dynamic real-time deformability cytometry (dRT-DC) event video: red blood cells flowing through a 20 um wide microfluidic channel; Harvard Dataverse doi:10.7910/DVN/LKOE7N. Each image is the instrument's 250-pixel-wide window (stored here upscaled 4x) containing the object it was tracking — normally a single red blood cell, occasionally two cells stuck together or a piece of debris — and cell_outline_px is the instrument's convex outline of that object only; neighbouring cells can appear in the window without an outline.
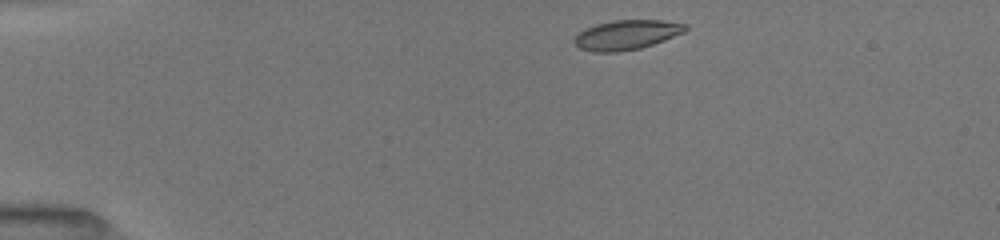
{"species": "common noctule bat (a hibernating species)", "species_latin": "Nyctalus noctula", "temperature_condition": "room temperature", "stored_images_in_passage": 42, "camera_frame_rate_fps": 3000, "um_per_image_px": 0.085, "animal": {"sex": "female", "body_mass_g": 19.5, "forearm_length_mm": 54.1}, "frame": {"image": 1, "passage_image": 1, "time_ms": 0.0, "image_size_px": [1000, 240], "cell_outline_px": [[688, 28], [684, 32], [664, 40], [640, 48], [616, 52], [596, 52], [580, 48], [572, 40], [580, 32], [596, 24], [612, 20], [660, 20], [688, 24]], "centroid_in_image_um": [53.28, 2.95], "position_along_channel_um": 31.7, "area_um2": 18.96}}
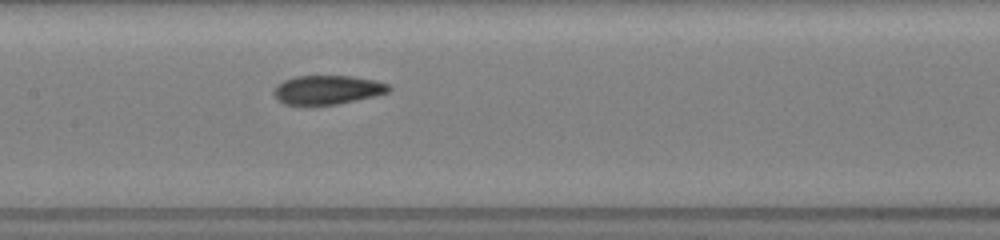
{"frame": {"image": 2, "passage_image": 17, "time_ms": 5.333, "image_size_px": [1000, 240], "cell_outline_px": [[392, 88], [388, 92], [376, 96], [336, 104], [284, 104], [272, 92], [276, 84], [284, 80], [296, 76], [352, 76], [376, 80], [388, 84]], "centroid_in_image_um": [27.85, 7.62], "position_along_channel_um": 179.5, "area_um2": 19.31}}
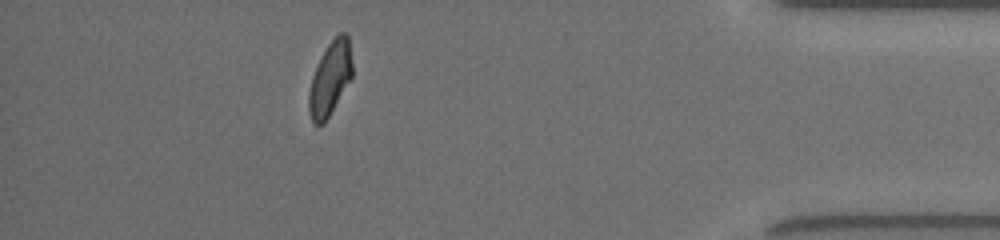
{"frame": {"image": 3, "passage_image": 37, "time_ms": 12.0, "image_size_px": [1000, 240], "cell_outline_px": [[352, 76], [324, 124], [316, 124], [312, 120], [308, 108], [308, 92], [312, 76], [328, 44], [340, 32], [344, 32], [348, 36], [352, 64]], "centroid_in_image_um": [28.05, 6.68], "position_along_channel_um": 407.1, "area_um2": 18.21}, "authors_computed_cell_mechanics": {"area_um2": 19.5364, "velocity_mm_per_s": 4.0309, "shape_relaxation_time_tau1_ms": 7.4829, "shape_relaxation_time_tau2_ms": 2.0812, "deformation_change_tau1": 0.1981, "deformation_change_tau2": 0.0702}}